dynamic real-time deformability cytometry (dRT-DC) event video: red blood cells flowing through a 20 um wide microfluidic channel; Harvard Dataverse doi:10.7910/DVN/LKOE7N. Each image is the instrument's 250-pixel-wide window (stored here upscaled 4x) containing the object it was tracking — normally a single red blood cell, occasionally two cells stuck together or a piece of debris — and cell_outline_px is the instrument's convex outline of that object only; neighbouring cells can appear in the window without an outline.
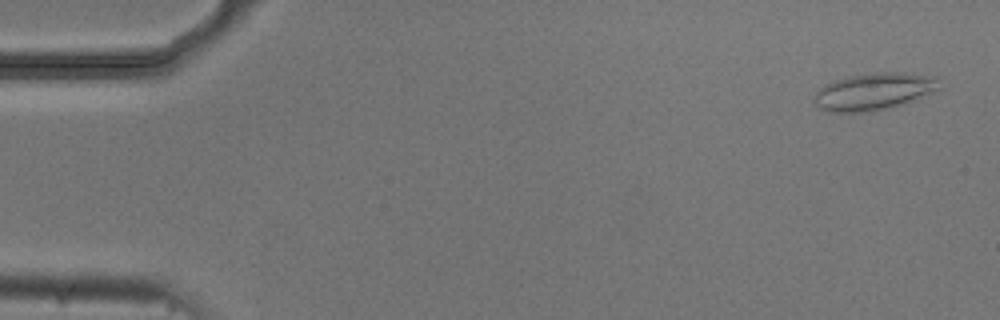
{"species": "common noctule bat (a hibernating species)", "species_latin": "Nyctalus noctula", "temperature_condition": "cold", "stored_images_in_passage": 4, "camera_frame_rate_fps": 3000, "um_per_image_px": 0.085, "animal": {"sex": "male", "body_mass_g": 20.5, "forearm_length_mm": 52.5}, "frame": {"image": 1, "passage_image": 1, "time_ms": 0.0, "image_size_px": [1000, 320], "cell_outline_px": [[940, 88], [916, 100], [904, 104], [872, 112], [828, 112], [820, 108], [812, 100], [816, 92], [824, 84], [848, 76], [872, 72], [904, 72], [940, 76]], "centroid_in_image_um": [74.32, 7.77], "position_along_channel_um": 10.7, "area_um2": 27.63}}